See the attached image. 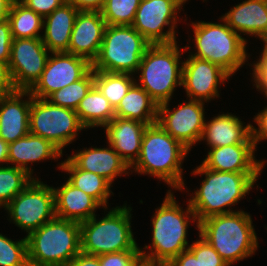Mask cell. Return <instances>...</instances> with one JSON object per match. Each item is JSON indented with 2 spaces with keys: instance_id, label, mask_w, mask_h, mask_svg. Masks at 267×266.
<instances>
[{
  "instance_id": "obj_1",
  "label": "cell",
  "mask_w": 267,
  "mask_h": 266,
  "mask_svg": "<svg viewBox=\"0 0 267 266\" xmlns=\"http://www.w3.org/2000/svg\"><path fill=\"white\" fill-rule=\"evenodd\" d=\"M173 190H167L161 206L155 209L152 223L151 244L139 247L146 266H166L181 252L189 248L187 240L189 226L198 221L189 201L183 209L175 199ZM192 221V222H191ZM149 250L145 252V250Z\"/></svg>"
},
{
  "instance_id": "obj_2",
  "label": "cell",
  "mask_w": 267,
  "mask_h": 266,
  "mask_svg": "<svg viewBox=\"0 0 267 266\" xmlns=\"http://www.w3.org/2000/svg\"><path fill=\"white\" fill-rule=\"evenodd\" d=\"M261 173L220 172L200 163L191 174L203 175L205 179H202L200 187L188 199L198 223L214 215L237 212L232 207L249 195Z\"/></svg>"
},
{
  "instance_id": "obj_3",
  "label": "cell",
  "mask_w": 267,
  "mask_h": 266,
  "mask_svg": "<svg viewBox=\"0 0 267 266\" xmlns=\"http://www.w3.org/2000/svg\"><path fill=\"white\" fill-rule=\"evenodd\" d=\"M189 153V149L155 122L146 127L140 156L130 167V172L153 176L171 189L185 192L182 166Z\"/></svg>"
},
{
  "instance_id": "obj_4",
  "label": "cell",
  "mask_w": 267,
  "mask_h": 266,
  "mask_svg": "<svg viewBox=\"0 0 267 266\" xmlns=\"http://www.w3.org/2000/svg\"><path fill=\"white\" fill-rule=\"evenodd\" d=\"M251 215L243 209L214 215L198 223V234L222 257L228 266L255 255L258 237Z\"/></svg>"
},
{
  "instance_id": "obj_5",
  "label": "cell",
  "mask_w": 267,
  "mask_h": 266,
  "mask_svg": "<svg viewBox=\"0 0 267 266\" xmlns=\"http://www.w3.org/2000/svg\"><path fill=\"white\" fill-rule=\"evenodd\" d=\"M177 42L171 44H151L143 55L135 82L160 105L171 101L176 87H182V54L192 47ZM182 60V61H181ZM140 73V74H139Z\"/></svg>"
},
{
  "instance_id": "obj_6",
  "label": "cell",
  "mask_w": 267,
  "mask_h": 266,
  "mask_svg": "<svg viewBox=\"0 0 267 266\" xmlns=\"http://www.w3.org/2000/svg\"><path fill=\"white\" fill-rule=\"evenodd\" d=\"M104 211L107 212H104L105 216L99 218L96 214L80 223L81 252L100 256L122 251H139L131 226L132 207L125 203Z\"/></svg>"
},
{
  "instance_id": "obj_7",
  "label": "cell",
  "mask_w": 267,
  "mask_h": 266,
  "mask_svg": "<svg viewBox=\"0 0 267 266\" xmlns=\"http://www.w3.org/2000/svg\"><path fill=\"white\" fill-rule=\"evenodd\" d=\"M219 21H191L196 50L189 51V55L217 64L233 76L251 56L247 53L249 40L233 31L221 17Z\"/></svg>"
},
{
  "instance_id": "obj_8",
  "label": "cell",
  "mask_w": 267,
  "mask_h": 266,
  "mask_svg": "<svg viewBox=\"0 0 267 266\" xmlns=\"http://www.w3.org/2000/svg\"><path fill=\"white\" fill-rule=\"evenodd\" d=\"M27 238L29 266H67L81 252L80 223L53 220Z\"/></svg>"
},
{
  "instance_id": "obj_9",
  "label": "cell",
  "mask_w": 267,
  "mask_h": 266,
  "mask_svg": "<svg viewBox=\"0 0 267 266\" xmlns=\"http://www.w3.org/2000/svg\"><path fill=\"white\" fill-rule=\"evenodd\" d=\"M150 45L131 25H106L92 69L136 76L140 61Z\"/></svg>"
},
{
  "instance_id": "obj_10",
  "label": "cell",
  "mask_w": 267,
  "mask_h": 266,
  "mask_svg": "<svg viewBox=\"0 0 267 266\" xmlns=\"http://www.w3.org/2000/svg\"><path fill=\"white\" fill-rule=\"evenodd\" d=\"M83 130L87 129L81 123L76 110L31 96L29 133L50 141L63 153Z\"/></svg>"
},
{
  "instance_id": "obj_11",
  "label": "cell",
  "mask_w": 267,
  "mask_h": 266,
  "mask_svg": "<svg viewBox=\"0 0 267 266\" xmlns=\"http://www.w3.org/2000/svg\"><path fill=\"white\" fill-rule=\"evenodd\" d=\"M3 209L8 214L7 220L24 230L28 236L56 217L53 186L37 177Z\"/></svg>"
},
{
  "instance_id": "obj_12",
  "label": "cell",
  "mask_w": 267,
  "mask_h": 266,
  "mask_svg": "<svg viewBox=\"0 0 267 266\" xmlns=\"http://www.w3.org/2000/svg\"><path fill=\"white\" fill-rule=\"evenodd\" d=\"M183 7L181 0H141L131 26L150 44L177 42L175 28L182 21L178 13Z\"/></svg>"
},
{
  "instance_id": "obj_13",
  "label": "cell",
  "mask_w": 267,
  "mask_h": 266,
  "mask_svg": "<svg viewBox=\"0 0 267 266\" xmlns=\"http://www.w3.org/2000/svg\"><path fill=\"white\" fill-rule=\"evenodd\" d=\"M170 109V101L158 105L157 123L191 151L200 141L205 124V102L186 99Z\"/></svg>"
},
{
  "instance_id": "obj_14",
  "label": "cell",
  "mask_w": 267,
  "mask_h": 266,
  "mask_svg": "<svg viewBox=\"0 0 267 266\" xmlns=\"http://www.w3.org/2000/svg\"><path fill=\"white\" fill-rule=\"evenodd\" d=\"M50 54L42 38L12 39L8 65L17 90H30L36 84Z\"/></svg>"
},
{
  "instance_id": "obj_15",
  "label": "cell",
  "mask_w": 267,
  "mask_h": 266,
  "mask_svg": "<svg viewBox=\"0 0 267 266\" xmlns=\"http://www.w3.org/2000/svg\"><path fill=\"white\" fill-rule=\"evenodd\" d=\"M92 64L67 52L51 53L40 79L29 90L32 97L47 99L52 93L81 79Z\"/></svg>"
},
{
  "instance_id": "obj_16",
  "label": "cell",
  "mask_w": 267,
  "mask_h": 266,
  "mask_svg": "<svg viewBox=\"0 0 267 266\" xmlns=\"http://www.w3.org/2000/svg\"><path fill=\"white\" fill-rule=\"evenodd\" d=\"M232 77L226 70L208 60L188 55L183 60L182 87L186 99L210 102L220 97L221 84Z\"/></svg>"
},
{
  "instance_id": "obj_17",
  "label": "cell",
  "mask_w": 267,
  "mask_h": 266,
  "mask_svg": "<svg viewBox=\"0 0 267 266\" xmlns=\"http://www.w3.org/2000/svg\"><path fill=\"white\" fill-rule=\"evenodd\" d=\"M106 27L99 11H79L71 33L68 53L87 59L91 64L97 58Z\"/></svg>"
},
{
  "instance_id": "obj_18",
  "label": "cell",
  "mask_w": 267,
  "mask_h": 266,
  "mask_svg": "<svg viewBox=\"0 0 267 266\" xmlns=\"http://www.w3.org/2000/svg\"><path fill=\"white\" fill-rule=\"evenodd\" d=\"M255 144H234L209 148L201 162L206 168L220 172H262L266 160L255 156Z\"/></svg>"
},
{
  "instance_id": "obj_19",
  "label": "cell",
  "mask_w": 267,
  "mask_h": 266,
  "mask_svg": "<svg viewBox=\"0 0 267 266\" xmlns=\"http://www.w3.org/2000/svg\"><path fill=\"white\" fill-rule=\"evenodd\" d=\"M106 146L103 148L91 146L75 150L67 158L78 169L95 173L105 178L112 185L117 177L129 176L130 167L111 145Z\"/></svg>"
},
{
  "instance_id": "obj_20",
  "label": "cell",
  "mask_w": 267,
  "mask_h": 266,
  "mask_svg": "<svg viewBox=\"0 0 267 266\" xmlns=\"http://www.w3.org/2000/svg\"><path fill=\"white\" fill-rule=\"evenodd\" d=\"M30 106L29 90H16L0 97V138L8 144L29 133Z\"/></svg>"
},
{
  "instance_id": "obj_21",
  "label": "cell",
  "mask_w": 267,
  "mask_h": 266,
  "mask_svg": "<svg viewBox=\"0 0 267 266\" xmlns=\"http://www.w3.org/2000/svg\"><path fill=\"white\" fill-rule=\"evenodd\" d=\"M241 120L239 116L229 112L219 113L209 121L205 119L199 143L205 141L208 148L234 144H254L251 138L252 124H245Z\"/></svg>"
},
{
  "instance_id": "obj_22",
  "label": "cell",
  "mask_w": 267,
  "mask_h": 266,
  "mask_svg": "<svg viewBox=\"0 0 267 266\" xmlns=\"http://www.w3.org/2000/svg\"><path fill=\"white\" fill-rule=\"evenodd\" d=\"M221 18L241 37L254 36L267 45V0H244Z\"/></svg>"
},
{
  "instance_id": "obj_23",
  "label": "cell",
  "mask_w": 267,
  "mask_h": 266,
  "mask_svg": "<svg viewBox=\"0 0 267 266\" xmlns=\"http://www.w3.org/2000/svg\"><path fill=\"white\" fill-rule=\"evenodd\" d=\"M148 125L114 117L105 127L107 144L131 167L140 156L143 133Z\"/></svg>"
},
{
  "instance_id": "obj_24",
  "label": "cell",
  "mask_w": 267,
  "mask_h": 266,
  "mask_svg": "<svg viewBox=\"0 0 267 266\" xmlns=\"http://www.w3.org/2000/svg\"><path fill=\"white\" fill-rule=\"evenodd\" d=\"M62 155L50 141L31 133L10 143L8 148L9 166L21 168L30 176L35 173L31 164L47 160L58 161Z\"/></svg>"
},
{
  "instance_id": "obj_25",
  "label": "cell",
  "mask_w": 267,
  "mask_h": 266,
  "mask_svg": "<svg viewBox=\"0 0 267 266\" xmlns=\"http://www.w3.org/2000/svg\"><path fill=\"white\" fill-rule=\"evenodd\" d=\"M55 192V215L57 218L82 223L96 215L103 207L91 196L66 180Z\"/></svg>"
},
{
  "instance_id": "obj_26",
  "label": "cell",
  "mask_w": 267,
  "mask_h": 266,
  "mask_svg": "<svg viewBox=\"0 0 267 266\" xmlns=\"http://www.w3.org/2000/svg\"><path fill=\"white\" fill-rule=\"evenodd\" d=\"M79 11L68 1L43 18L42 41L51 53L67 52L76 15Z\"/></svg>"
},
{
  "instance_id": "obj_27",
  "label": "cell",
  "mask_w": 267,
  "mask_h": 266,
  "mask_svg": "<svg viewBox=\"0 0 267 266\" xmlns=\"http://www.w3.org/2000/svg\"><path fill=\"white\" fill-rule=\"evenodd\" d=\"M158 105L136 82L115 108V117L150 125L157 121Z\"/></svg>"
},
{
  "instance_id": "obj_28",
  "label": "cell",
  "mask_w": 267,
  "mask_h": 266,
  "mask_svg": "<svg viewBox=\"0 0 267 266\" xmlns=\"http://www.w3.org/2000/svg\"><path fill=\"white\" fill-rule=\"evenodd\" d=\"M57 168L66 172L67 180L76 188L93 197L102 207H109L108 199L114 193L111 185L105 178L82 169H78L68 158L58 163Z\"/></svg>"
},
{
  "instance_id": "obj_29",
  "label": "cell",
  "mask_w": 267,
  "mask_h": 266,
  "mask_svg": "<svg viewBox=\"0 0 267 266\" xmlns=\"http://www.w3.org/2000/svg\"><path fill=\"white\" fill-rule=\"evenodd\" d=\"M76 113L86 129H103L115 117V109L95 85L80 101Z\"/></svg>"
},
{
  "instance_id": "obj_30",
  "label": "cell",
  "mask_w": 267,
  "mask_h": 266,
  "mask_svg": "<svg viewBox=\"0 0 267 266\" xmlns=\"http://www.w3.org/2000/svg\"><path fill=\"white\" fill-rule=\"evenodd\" d=\"M8 20L12 38H42L43 18L22 2L12 4Z\"/></svg>"
},
{
  "instance_id": "obj_31",
  "label": "cell",
  "mask_w": 267,
  "mask_h": 266,
  "mask_svg": "<svg viewBox=\"0 0 267 266\" xmlns=\"http://www.w3.org/2000/svg\"><path fill=\"white\" fill-rule=\"evenodd\" d=\"M136 78L128 73H112L105 71H94V85L108 99L115 109Z\"/></svg>"
},
{
  "instance_id": "obj_32",
  "label": "cell",
  "mask_w": 267,
  "mask_h": 266,
  "mask_svg": "<svg viewBox=\"0 0 267 266\" xmlns=\"http://www.w3.org/2000/svg\"><path fill=\"white\" fill-rule=\"evenodd\" d=\"M93 85L94 70L91 68L81 79L55 91L47 100L54 105L76 110Z\"/></svg>"
},
{
  "instance_id": "obj_33",
  "label": "cell",
  "mask_w": 267,
  "mask_h": 266,
  "mask_svg": "<svg viewBox=\"0 0 267 266\" xmlns=\"http://www.w3.org/2000/svg\"><path fill=\"white\" fill-rule=\"evenodd\" d=\"M35 179L25 170L5 166L0 168V208H4L16 195L22 192Z\"/></svg>"
},
{
  "instance_id": "obj_34",
  "label": "cell",
  "mask_w": 267,
  "mask_h": 266,
  "mask_svg": "<svg viewBox=\"0 0 267 266\" xmlns=\"http://www.w3.org/2000/svg\"><path fill=\"white\" fill-rule=\"evenodd\" d=\"M141 0H105L101 15L106 25H132Z\"/></svg>"
},
{
  "instance_id": "obj_35",
  "label": "cell",
  "mask_w": 267,
  "mask_h": 266,
  "mask_svg": "<svg viewBox=\"0 0 267 266\" xmlns=\"http://www.w3.org/2000/svg\"><path fill=\"white\" fill-rule=\"evenodd\" d=\"M0 266H29L26 236L13 241L0 233Z\"/></svg>"
},
{
  "instance_id": "obj_36",
  "label": "cell",
  "mask_w": 267,
  "mask_h": 266,
  "mask_svg": "<svg viewBox=\"0 0 267 266\" xmlns=\"http://www.w3.org/2000/svg\"><path fill=\"white\" fill-rule=\"evenodd\" d=\"M191 243L189 250L199 259L201 266H228L219 253L200 235Z\"/></svg>"
},
{
  "instance_id": "obj_37",
  "label": "cell",
  "mask_w": 267,
  "mask_h": 266,
  "mask_svg": "<svg viewBox=\"0 0 267 266\" xmlns=\"http://www.w3.org/2000/svg\"><path fill=\"white\" fill-rule=\"evenodd\" d=\"M100 266H146L139 251H122L99 256Z\"/></svg>"
},
{
  "instance_id": "obj_38",
  "label": "cell",
  "mask_w": 267,
  "mask_h": 266,
  "mask_svg": "<svg viewBox=\"0 0 267 266\" xmlns=\"http://www.w3.org/2000/svg\"><path fill=\"white\" fill-rule=\"evenodd\" d=\"M262 51L259 53L261 54L257 61L252 62V64L247 63L250 67L252 66V83L256 90L261 94L263 93L264 97L267 99V45L262 46Z\"/></svg>"
},
{
  "instance_id": "obj_39",
  "label": "cell",
  "mask_w": 267,
  "mask_h": 266,
  "mask_svg": "<svg viewBox=\"0 0 267 266\" xmlns=\"http://www.w3.org/2000/svg\"><path fill=\"white\" fill-rule=\"evenodd\" d=\"M11 26L7 19L0 21V61L9 62L12 44Z\"/></svg>"
},
{
  "instance_id": "obj_40",
  "label": "cell",
  "mask_w": 267,
  "mask_h": 266,
  "mask_svg": "<svg viewBox=\"0 0 267 266\" xmlns=\"http://www.w3.org/2000/svg\"><path fill=\"white\" fill-rule=\"evenodd\" d=\"M254 123L258 126L251 125V138L256 146L261 144L262 140H267V105L253 117Z\"/></svg>"
},
{
  "instance_id": "obj_41",
  "label": "cell",
  "mask_w": 267,
  "mask_h": 266,
  "mask_svg": "<svg viewBox=\"0 0 267 266\" xmlns=\"http://www.w3.org/2000/svg\"><path fill=\"white\" fill-rule=\"evenodd\" d=\"M66 1L67 0H23L22 3L44 18Z\"/></svg>"
},
{
  "instance_id": "obj_42",
  "label": "cell",
  "mask_w": 267,
  "mask_h": 266,
  "mask_svg": "<svg viewBox=\"0 0 267 266\" xmlns=\"http://www.w3.org/2000/svg\"><path fill=\"white\" fill-rule=\"evenodd\" d=\"M8 63L0 61V97L17 90L14 86Z\"/></svg>"
},
{
  "instance_id": "obj_43",
  "label": "cell",
  "mask_w": 267,
  "mask_h": 266,
  "mask_svg": "<svg viewBox=\"0 0 267 266\" xmlns=\"http://www.w3.org/2000/svg\"><path fill=\"white\" fill-rule=\"evenodd\" d=\"M166 266H201L199 259H196L195 255L189 250L181 252Z\"/></svg>"
},
{
  "instance_id": "obj_44",
  "label": "cell",
  "mask_w": 267,
  "mask_h": 266,
  "mask_svg": "<svg viewBox=\"0 0 267 266\" xmlns=\"http://www.w3.org/2000/svg\"><path fill=\"white\" fill-rule=\"evenodd\" d=\"M78 11H101L105 0H67Z\"/></svg>"
},
{
  "instance_id": "obj_45",
  "label": "cell",
  "mask_w": 267,
  "mask_h": 266,
  "mask_svg": "<svg viewBox=\"0 0 267 266\" xmlns=\"http://www.w3.org/2000/svg\"><path fill=\"white\" fill-rule=\"evenodd\" d=\"M67 266H100L99 256L80 252Z\"/></svg>"
},
{
  "instance_id": "obj_46",
  "label": "cell",
  "mask_w": 267,
  "mask_h": 266,
  "mask_svg": "<svg viewBox=\"0 0 267 266\" xmlns=\"http://www.w3.org/2000/svg\"><path fill=\"white\" fill-rule=\"evenodd\" d=\"M8 148L9 144L0 138V168L9 165L8 161ZM5 166H4V164Z\"/></svg>"
},
{
  "instance_id": "obj_47",
  "label": "cell",
  "mask_w": 267,
  "mask_h": 266,
  "mask_svg": "<svg viewBox=\"0 0 267 266\" xmlns=\"http://www.w3.org/2000/svg\"><path fill=\"white\" fill-rule=\"evenodd\" d=\"M12 4L11 0H0V21L8 18Z\"/></svg>"
},
{
  "instance_id": "obj_48",
  "label": "cell",
  "mask_w": 267,
  "mask_h": 266,
  "mask_svg": "<svg viewBox=\"0 0 267 266\" xmlns=\"http://www.w3.org/2000/svg\"><path fill=\"white\" fill-rule=\"evenodd\" d=\"M189 0H181V2L183 3V5L185 4V3H187ZM206 0H203V2H205Z\"/></svg>"
},
{
  "instance_id": "obj_49",
  "label": "cell",
  "mask_w": 267,
  "mask_h": 266,
  "mask_svg": "<svg viewBox=\"0 0 267 266\" xmlns=\"http://www.w3.org/2000/svg\"><path fill=\"white\" fill-rule=\"evenodd\" d=\"M13 3L15 2H22L23 0H11Z\"/></svg>"
}]
</instances>
